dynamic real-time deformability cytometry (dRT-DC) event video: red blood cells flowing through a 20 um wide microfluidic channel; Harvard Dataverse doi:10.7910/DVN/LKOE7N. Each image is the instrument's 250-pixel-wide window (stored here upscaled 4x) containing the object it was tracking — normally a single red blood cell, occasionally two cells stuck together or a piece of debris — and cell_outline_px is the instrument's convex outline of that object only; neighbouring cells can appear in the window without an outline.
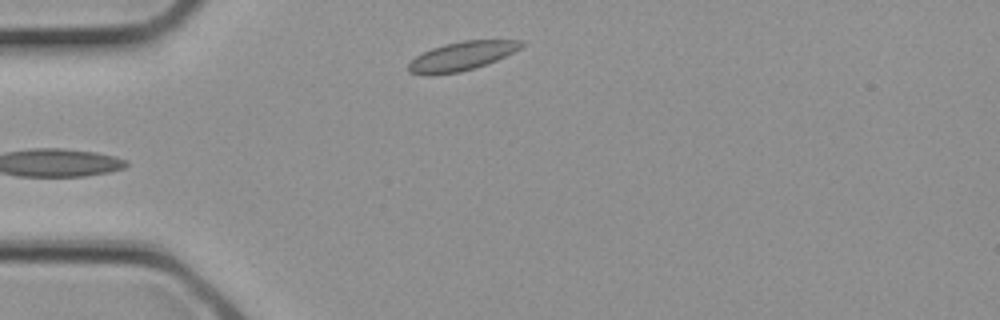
{"species": "common noctule bat (a hibernating species)", "species_latin": "Nyctalus noctula", "temperature_condition": "cold", "stored_images_in_passage": 2, "camera_frame_rate_fps": 3000, "um_per_image_px": 0.085, "animal": {"sex": "female", "body_mass_g": 21.9}, "frame": {"image": 1, "passage_image": 2, "time_ms": 0.333, "image_size_px": [1000, 320], "cell_outline_px": [[524, 44], [520, 48], [496, 60], [460, 72], [432, 76], [428, 76], [408, 72], [408, 64], [416, 56], [432, 48], [444, 44], [464, 40], [524, 40]], "centroid_in_image_um": [39.2, 4.78], "position_along_channel_um": 45.8, "area_um2": 18.84}}